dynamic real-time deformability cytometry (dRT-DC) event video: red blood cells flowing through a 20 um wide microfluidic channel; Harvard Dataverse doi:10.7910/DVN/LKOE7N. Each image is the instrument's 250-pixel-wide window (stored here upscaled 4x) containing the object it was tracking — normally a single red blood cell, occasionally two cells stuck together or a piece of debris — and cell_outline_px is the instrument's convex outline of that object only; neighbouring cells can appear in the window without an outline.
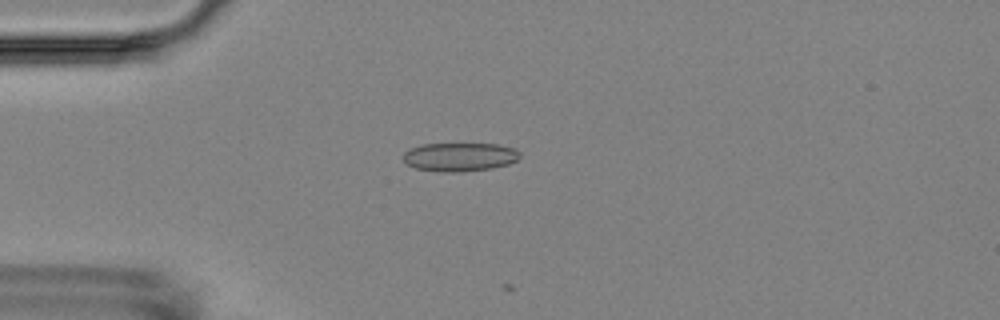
{"species": "Egyptian fruit bat (a non-hibernating species)", "species_latin": "Rousettus aegyptiacus", "temperature_condition": "room temperature", "stored_images_in_passage": 5, "camera_frame_rate_fps": 3000, "um_per_image_px": 0.085, "animal": {"sex": "female"}, "frame": {"image": 1, "passage_image": 3, "time_ms": 2.667, "image_size_px": [1000, 320], "cell_outline_px": [[520, 156], [516, 160], [508, 164], [492, 168], [460, 172], [444, 172], [416, 168], [408, 164], [404, 160], [404, 152], [420, 144], [500, 144], [512, 148], [520, 152]], "centroid_in_image_um": [39.09, 13.33], "position_along_channel_um": 45.9, "area_um2": 19.31}}